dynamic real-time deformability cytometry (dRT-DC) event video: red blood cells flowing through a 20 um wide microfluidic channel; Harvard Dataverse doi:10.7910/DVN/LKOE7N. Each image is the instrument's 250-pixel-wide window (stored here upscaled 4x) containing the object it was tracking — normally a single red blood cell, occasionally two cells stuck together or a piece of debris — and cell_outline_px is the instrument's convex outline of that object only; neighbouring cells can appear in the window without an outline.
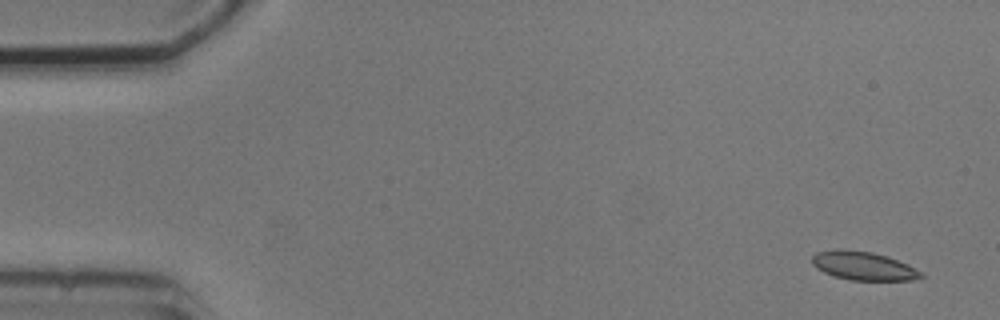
{"species": "common noctule bat (a hibernating species)", "species_latin": "Nyctalus noctula", "temperature_condition": "cold", "stored_images_in_passage": 3, "camera_frame_rate_fps": 3000, "um_per_image_px": 0.085, "animal": {"sex": "male", "body_mass_g": 20.5, "forearm_length_mm": 52.5}, "frame": {"image": 1, "passage_image": 1, "time_ms": 0.0, "image_size_px": [1000, 320], "cell_outline_px": [[924, 276], [912, 280], [852, 280], [836, 276], [824, 272], [816, 268], [812, 264], [812, 256], [816, 252], [836, 248], [844, 248], [872, 252], [888, 256], [908, 264], [920, 272]], "centroid_in_image_um": [73.35, 22.57], "position_along_channel_um": 11.7, "area_um2": 18.21}}
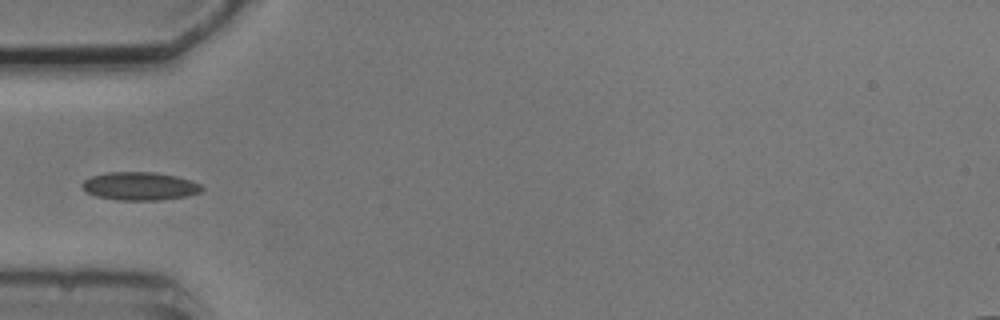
{"frame": {"image": 2, "passage_image": 3, "time_ms": 5.0, "image_size_px": [1000, 320], "cell_outline_px": [[204, 188], [200, 192], [188, 196], [156, 200], [116, 200], [96, 196], [88, 192], [80, 184], [84, 180], [92, 176], [108, 172], [156, 172], [176, 176], [192, 180], [200, 184]], "centroid_in_image_um": [11.9, 15.82], "position_along_channel_um": 73.1, "area_um2": 19.65}}